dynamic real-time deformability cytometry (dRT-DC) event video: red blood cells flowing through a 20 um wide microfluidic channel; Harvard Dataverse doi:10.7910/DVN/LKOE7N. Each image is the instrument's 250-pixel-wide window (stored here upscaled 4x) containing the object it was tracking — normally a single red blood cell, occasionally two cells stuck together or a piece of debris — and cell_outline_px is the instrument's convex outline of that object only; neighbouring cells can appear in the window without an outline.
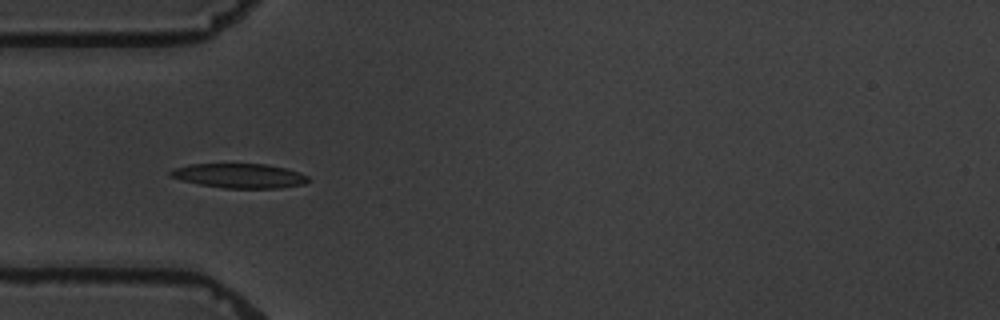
{"species": "common noctule bat (a hibernating species)", "species_latin": "Nyctalus noctula", "temperature_condition": "warm", "stored_images_in_passage": 6, "camera_frame_rate_fps": 3000, "um_per_image_px": 0.085, "animal": {"sex": "male", "body_mass_g": 19.5, "forearm_length_mm": 54.6}, "frame": {"image": 1, "passage_image": 5, "time_ms": 4.667, "image_size_px": [1000, 320], "cell_outline_px": [[308, 180], [304, 184], [280, 188], [224, 188], [200, 184], [168, 176], [168, 172], [172, 168], [188, 164], [264, 164], [288, 168], [308, 176]], "centroid_in_image_um": [20.33, 14.93], "position_along_channel_um": 64.7, "area_um2": 19.65}}
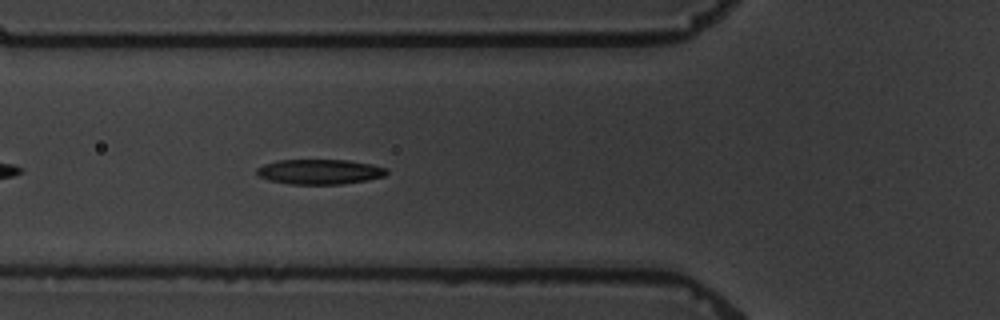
{"frame": {"image": 2, "passage_image": 6, "time_ms": 5.667, "image_size_px": [1000, 320], "cell_outline_px": [[388, 172], [384, 176], [368, 180], [340, 184], [292, 184], [268, 180], [260, 176], [256, 172], [256, 168], [264, 164], [280, 160], [348, 160], [372, 164], [388, 168]], "centroid_in_image_um": [27.2, 14.59], "position_along_channel_um": 98.6, "area_um2": 18.9}}